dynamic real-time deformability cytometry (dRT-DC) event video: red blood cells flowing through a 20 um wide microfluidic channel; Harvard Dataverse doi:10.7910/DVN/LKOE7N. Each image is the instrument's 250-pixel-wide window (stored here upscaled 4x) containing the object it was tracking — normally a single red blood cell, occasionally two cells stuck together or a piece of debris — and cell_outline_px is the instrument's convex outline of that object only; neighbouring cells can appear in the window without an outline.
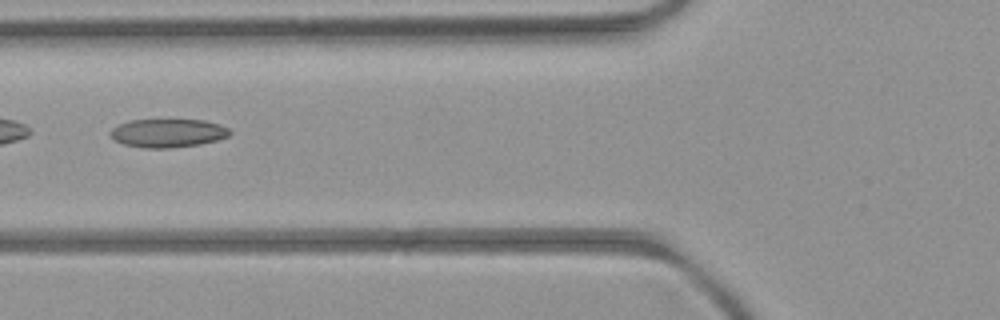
{"species": "common noctule bat (a hibernating species)", "species_latin": "Nyctalus noctula", "temperature_condition": "room temperature", "stored_images_in_passage": 5, "camera_frame_rate_fps": 3000, "um_per_image_px": 0.085, "animal": {"sex": "female", "body_mass_g": 21.9}, "frame": {"image": 1, "passage_image": 3, "time_ms": 2.333, "image_size_px": [1000, 320], "cell_outline_px": [[232, 132], [228, 136], [216, 140], [200, 144], [168, 148], [144, 148], [124, 144], [116, 140], [108, 132], [112, 128], [120, 124], [132, 120], [204, 120], [220, 124], [228, 128]], "centroid_in_image_um": [14.28, 11.31], "position_along_channel_um": 111.5, "area_um2": 19.65}}
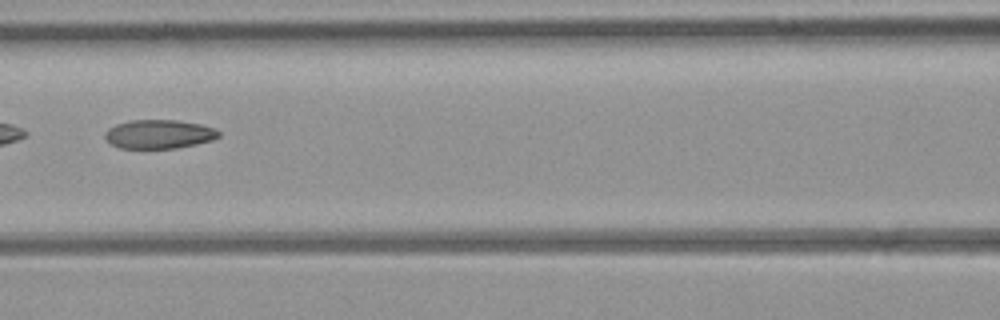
{"frame": {"image": 2, "passage_image": 4, "time_ms": 3.333, "image_size_px": [1000, 320], "cell_outline_px": [[220, 136], [212, 140], [196, 144], [176, 148], [120, 148], [108, 144], [104, 136], [104, 132], [108, 128], [116, 124], [132, 120], [176, 120], [200, 124], [212, 128], [220, 132]], "centroid_in_image_um": [13.46, 11.41], "position_along_channel_um": 153.1, "area_um2": 19.19}}
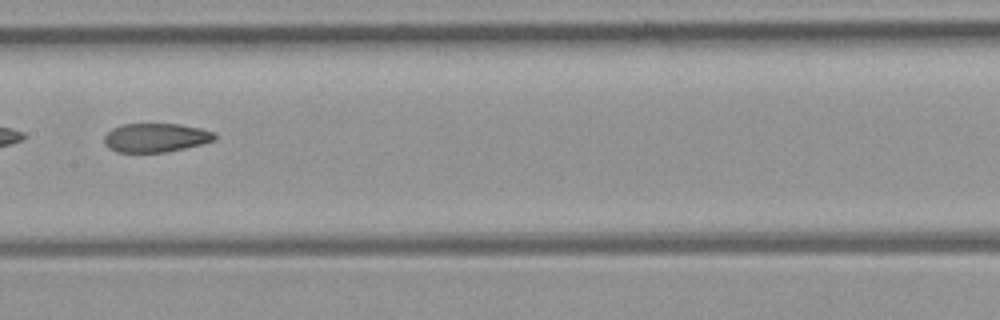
{"frame": {"image": 3, "passage_image": 5, "time_ms": 4.333, "image_size_px": [1000, 320], "cell_outline_px": [[216, 140], [184, 148], [164, 152], [116, 152], [108, 148], [104, 144], [104, 136], [112, 128], [120, 124], [180, 124], [200, 128], [212, 132], [216, 136]], "centroid_in_image_um": [13.19, 11.7], "position_along_channel_um": 194.2, "area_um2": 18.55}}